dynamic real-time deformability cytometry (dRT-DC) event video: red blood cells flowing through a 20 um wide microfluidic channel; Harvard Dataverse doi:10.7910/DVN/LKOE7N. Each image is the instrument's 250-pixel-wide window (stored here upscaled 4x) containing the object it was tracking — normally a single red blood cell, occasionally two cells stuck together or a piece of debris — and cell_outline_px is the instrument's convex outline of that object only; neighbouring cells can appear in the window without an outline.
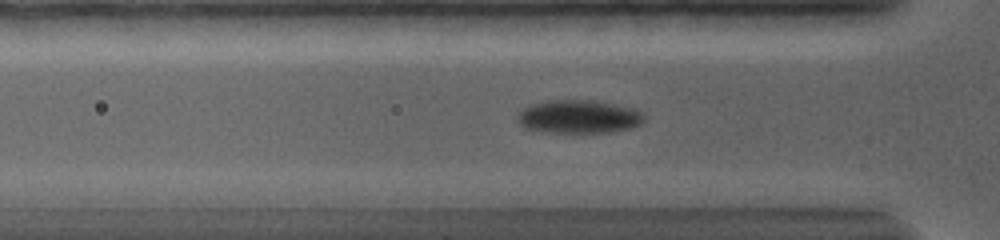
{"species": "common noctule bat (a hibernating species)", "species_latin": "Nyctalus noctula", "temperature_condition": "warm", "stored_images_in_passage": 49, "camera_frame_rate_fps": 5000, "um_per_image_px": 0.085, "animal": {"sex": "female", "body_mass_g": 19.0, "forearm_length_mm": 56.7}, "frame": {"image": 1, "passage_image": 11, "time_ms": 3.6, "image_size_px": [1000, 240], "cell_outline_px": [[644, 120], [640, 124], [632, 128], [608, 132], [544, 132], [524, 128], [520, 124], [516, 116], [528, 104], [548, 100], [596, 100], [616, 104], [632, 108], [640, 112], [644, 116]], "centroid_in_image_um": [49.16, 9.91], "position_along_channel_um": 76.6, "area_um2": 24.68}}
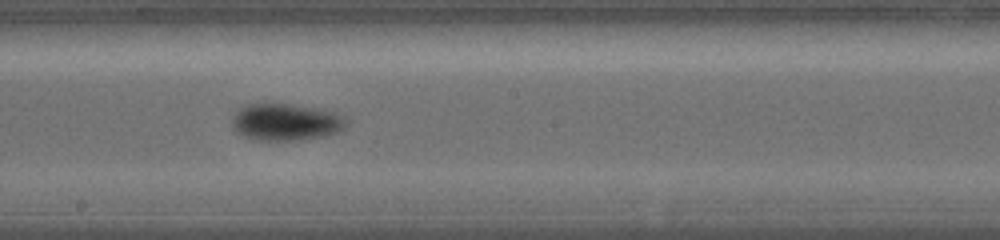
{"frame": {"image": 2, "passage_image": 22, "time_ms": 7.6, "image_size_px": [1000, 240], "cell_outline_px": [[348, 124], [344, 128], [336, 132], [324, 136], [300, 140], [256, 140], [244, 136], [236, 132], [232, 128], [232, 116], [240, 108], [248, 104], [288, 104], [320, 108], [336, 112], [344, 116]], "centroid_in_image_um": [24.3, 10.37], "position_along_channel_um": 223.9, "area_um2": 24.74}}
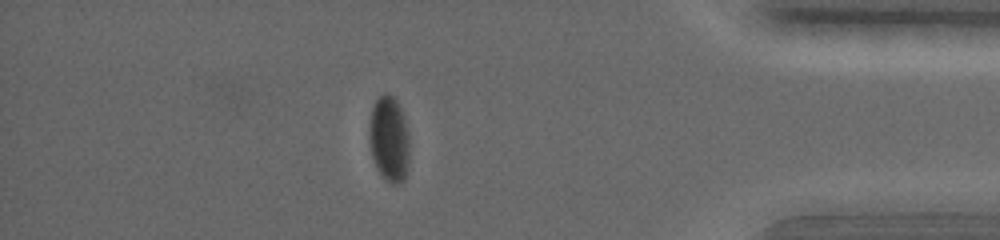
{"frame": {"image": 3, "passage_image": 39, "time_ms": 13.4, "image_size_px": [1000, 240], "cell_outline_px": [[408, 164], [404, 180], [400, 184], [392, 184], [384, 180], [372, 156], [368, 136], [368, 128], [372, 108], [376, 100], [384, 92], [388, 92], [396, 100], [404, 116], [408, 132]], "centroid_in_image_um": [33.06, 11.81], "position_along_channel_um": 402.1, "area_um2": 20.17}, "authors_computed_cell_mechanics": {"area_um2": 23.2934, "velocity_mm_per_s": 3.6945, "shape_relaxation_time_tau1_ms": 6.1076, "shape_relaxation_time_tau2_ms": null, "deformation_change_tau1": 0.1355, "deformation_change_tau2": null}}